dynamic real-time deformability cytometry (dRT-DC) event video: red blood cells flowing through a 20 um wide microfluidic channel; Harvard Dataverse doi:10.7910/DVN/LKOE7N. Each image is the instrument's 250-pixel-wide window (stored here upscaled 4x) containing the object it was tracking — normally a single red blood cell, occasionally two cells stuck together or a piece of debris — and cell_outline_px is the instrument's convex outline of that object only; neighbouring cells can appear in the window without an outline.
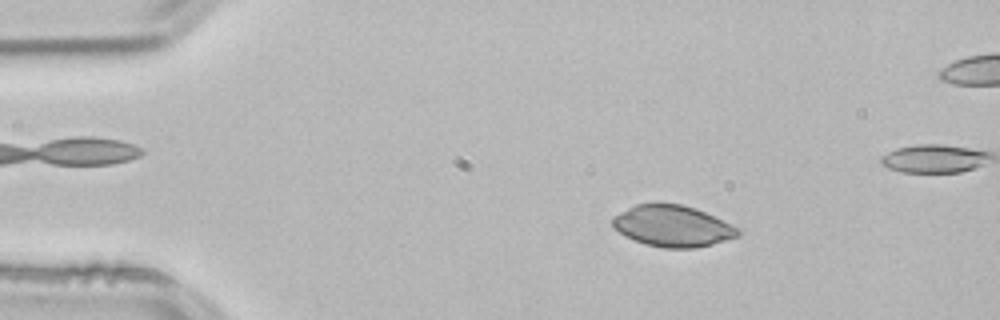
{"species": "common noctule bat (a hibernating species)", "species_latin": "Nyctalus noctula", "temperature_condition": "room temperature", "stored_images_in_passage": 48, "camera_frame_rate_fps": 3000, "um_per_image_px": 0.085, "animal": {"sex": "male", "body_mass_g": 21.5, "forearm_length_mm": 52.0}, "frame": {"image": 1, "passage_image": 8, "time_ms": 2.333, "image_size_px": [1000, 320], "cell_outline_px": [[740, 236], [712, 244], [696, 248], [664, 248], [644, 244], [620, 232], [612, 224], [612, 216], [636, 204], [684, 204], [696, 208], [740, 228]], "centroid_in_image_um": [57.21, 19.22], "position_along_channel_um": 27.8, "area_um2": 30.0}}